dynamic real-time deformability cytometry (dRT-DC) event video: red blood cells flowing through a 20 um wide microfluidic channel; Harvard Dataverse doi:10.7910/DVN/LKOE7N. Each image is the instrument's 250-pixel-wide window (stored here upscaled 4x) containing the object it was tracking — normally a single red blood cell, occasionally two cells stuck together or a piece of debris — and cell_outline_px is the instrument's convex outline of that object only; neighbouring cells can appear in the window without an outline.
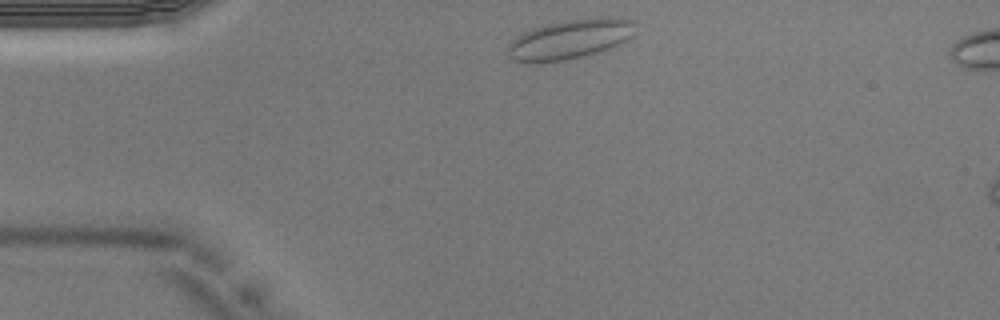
{"species": "Egyptian fruit bat (a non-hibernating species)", "species_latin": "Rousettus aegyptiacus", "temperature_condition": "warm", "stored_images_in_passage": 29, "camera_frame_rate_fps": 3000, "um_per_image_px": 0.085, "animal": {"sex": "male"}, "frame": {"image": 1, "passage_image": 1, "time_ms": 0.0, "image_size_px": [1000, 320], "cell_outline_px": [[632, 36], [628, 40], [608, 48], [584, 56], [564, 60], [540, 64], [516, 60], [508, 56], [508, 44], [516, 36], [532, 28], [564, 20], [604, 16], [608, 16], [632, 20]], "centroid_in_image_um": [48.4, 3.33], "position_along_channel_um": 36.6, "area_um2": 29.36}}